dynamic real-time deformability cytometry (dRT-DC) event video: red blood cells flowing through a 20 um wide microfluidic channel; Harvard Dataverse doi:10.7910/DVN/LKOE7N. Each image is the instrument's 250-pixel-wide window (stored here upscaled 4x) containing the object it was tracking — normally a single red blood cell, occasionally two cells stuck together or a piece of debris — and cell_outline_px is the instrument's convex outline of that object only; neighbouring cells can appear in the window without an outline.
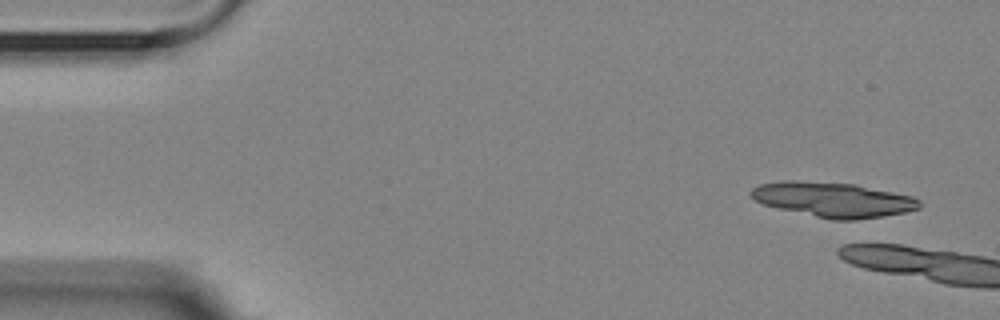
{"species": "Egyptian fruit bat (a non-hibernating species)", "species_latin": "Rousettus aegyptiacus", "temperature_condition": "room temperature", "stored_images_in_passage": 1, "camera_frame_rate_fps": 3000, "um_per_image_px": 0.085, "animal": {"sex": "female"}, "frame": {"image": 1, "passage_image": 1, "time_ms": 0.0, "image_size_px": [1000, 320], "cell_outline_px": [[920, 208], [904, 212], [884, 216], [856, 220], [832, 220], [780, 208], [764, 204], [756, 200], [748, 192], [752, 188], [760, 184], [784, 180], [796, 180], [856, 184], [912, 196], [920, 200]], "centroid_in_image_um": [70.83, 16.96], "position_along_channel_um": 14.2, "area_um2": 34.04}}